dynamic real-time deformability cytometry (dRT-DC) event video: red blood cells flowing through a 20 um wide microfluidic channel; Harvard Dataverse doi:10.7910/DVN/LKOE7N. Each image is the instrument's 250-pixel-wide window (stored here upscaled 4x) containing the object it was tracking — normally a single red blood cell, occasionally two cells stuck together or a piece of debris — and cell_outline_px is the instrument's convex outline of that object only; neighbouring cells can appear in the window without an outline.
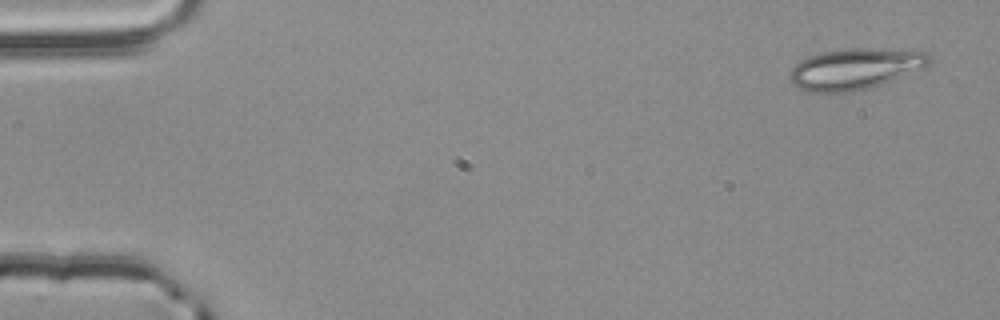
{"species": "common noctule bat (a hibernating species)", "species_latin": "Nyctalus noctula", "temperature_condition": "room temperature", "stored_images_in_passage": 5, "camera_frame_rate_fps": 3000, "um_per_image_px": 0.085, "animal": {"sex": "male", "body_mass_g": 20.4}, "frame": {"image": 1, "passage_image": 1, "time_ms": 0.0, "image_size_px": [1000, 320], "cell_outline_px": [[932, 60], [924, 68], [872, 88], [852, 92], [804, 92], [792, 84], [788, 80], [788, 72], [800, 60], [824, 52], [852, 48], [924, 48], [932, 56]], "centroid_in_image_um": [72.77, 5.84], "position_along_channel_um": 12.2, "area_um2": 34.39}}